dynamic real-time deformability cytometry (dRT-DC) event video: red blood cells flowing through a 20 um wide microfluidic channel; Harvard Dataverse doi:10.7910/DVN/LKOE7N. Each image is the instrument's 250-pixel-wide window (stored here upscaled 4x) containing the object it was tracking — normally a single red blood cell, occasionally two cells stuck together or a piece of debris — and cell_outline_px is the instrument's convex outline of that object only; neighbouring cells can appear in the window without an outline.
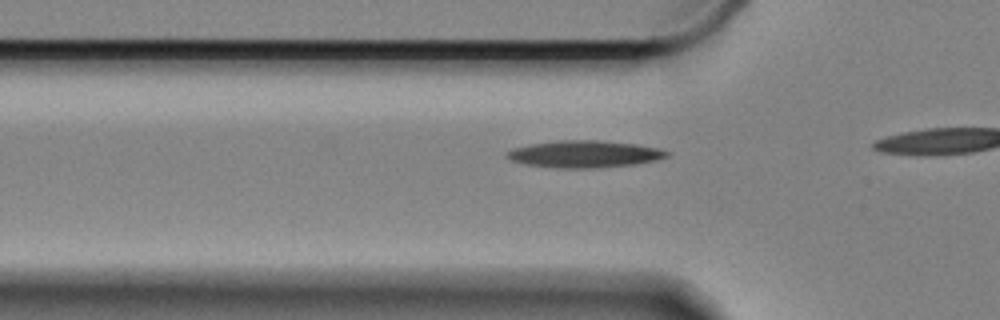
{"species": "Egyptian fruit bat (a non-hibernating species)", "species_latin": "Rousettus aegyptiacus", "temperature_condition": "cold", "stored_images_in_passage": 10, "camera_frame_rate_fps": 3000, "um_per_image_px": 0.085, "animal": {"sex": "female"}, "frame": {"image": 1, "passage_image": 7, "time_ms": 2.0, "image_size_px": [1000, 320], "cell_outline_px": [[672, 152], [668, 156], [656, 160], [632, 164], [588, 168], [560, 168], [528, 164], [512, 160], [504, 156], [512, 148], [532, 144], [560, 140], [600, 140], [636, 144], [656, 148]], "centroid_in_image_um": [49.69, 13.08], "position_along_channel_um": 76.1, "area_um2": 24.8}}